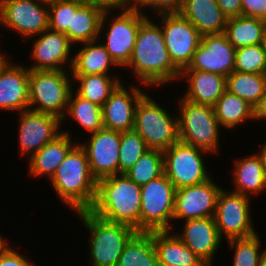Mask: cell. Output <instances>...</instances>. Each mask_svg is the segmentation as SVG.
Returning <instances> with one entry per match:
<instances>
[{"instance_id": "obj_28", "label": "cell", "mask_w": 266, "mask_h": 266, "mask_svg": "<svg viewBox=\"0 0 266 266\" xmlns=\"http://www.w3.org/2000/svg\"><path fill=\"white\" fill-rule=\"evenodd\" d=\"M159 266H207L172 230L153 231Z\"/></svg>"}, {"instance_id": "obj_46", "label": "cell", "mask_w": 266, "mask_h": 266, "mask_svg": "<svg viewBox=\"0 0 266 266\" xmlns=\"http://www.w3.org/2000/svg\"><path fill=\"white\" fill-rule=\"evenodd\" d=\"M150 0H127V9L142 10Z\"/></svg>"}, {"instance_id": "obj_26", "label": "cell", "mask_w": 266, "mask_h": 266, "mask_svg": "<svg viewBox=\"0 0 266 266\" xmlns=\"http://www.w3.org/2000/svg\"><path fill=\"white\" fill-rule=\"evenodd\" d=\"M104 9L86 0H72L71 27L64 33L74 45L97 40Z\"/></svg>"}, {"instance_id": "obj_4", "label": "cell", "mask_w": 266, "mask_h": 266, "mask_svg": "<svg viewBox=\"0 0 266 266\" xmlns=\"http://www.w3.org/2000/svg\"><path fill=\"white\" fill-rule=\"evenodd\" d=\"M88 232L87 261L90 266H117L129 239L137 232L125 224L107 221L90 210L75 214Z\"/></svg>"}, {"instance_id": "obj_35", "label": "cell", "mask_w": 266, "mask_h": 266, "mask_svg": "<svg viewBox=\"0 0 266 266\" xmlns=\"http://www.w3.org/2000/svg\"><path fill=\"white\" fill-rule=\"evenodd\" d=\"M225 241L228 249L233 251L231 266H258L266 252V246L262 247L264 245L259 233L247 238H232Z\"/></svg>"}, {"instance_id": "obj_48", "label": "cell", "mask_w": 266, "mask_h": 266, "mask_svg": "<svg viewBox=\"0 0 266 266\" xmlns=\"http://www.w3.org/2000/svg\"><path fill=\"white\" fill-rule=\"evenodd\" d=\"M8 51H3L1 50V45H0V70L4 66V64L11 59L10 55L8 56Z\"/></svg>"}, {"instance_id": "obj_22", "label": "cell", "mask_w": 266, "mask_h": 266, "mask_svg": "<svg viewBox=\"0 0 266 266\" xmlns=\"http://www.w3.org/2000/svg\"><path fill=\"white\" fill-rule=\"evenodd\" d=\"M226 78L212 72L183 69L179 82L186 83V90L181 96L196 104L214 106L226 91Z\"/></svg>"}, {"instance_id": "obj_21", "label": "cell", "mask_w": 266, "mask_h": 266, "mask_svg": "<svg viewBox=\"0 0 266 266\" xmlns=\"http://www.w3.org/2000/svg\"><path fill=\"white\" fill-rule=\"evenodd\" d=\"M28 109L29 68L11 58L0 70V110L14 114Z\"/></svg>"}, {"instance_id": "obj_23", "label": "cell", "mask_w": 266, "mask_h": 266, "mask_svg": "<svg viewBox=\"0 0 266 266\" xmlns=\"http://www.w3.org/2000/svg\"><path fill=\"white\" fill-rule=\"evenodd\" d=\"M62 131L63 133L55 140L44 145L27 160L26 174L30 175V178L44 179L46 177L50 180L69 150L78 142L77 139H72L73 135L70 130L62 129Z\"/></svg>"}, {"instance_id": "obj_6", "label": "cell", "mask_w": 266, "mask_h": 266, "mask_svg": "<svg viewBox=\"0 0 266 266\" xmlns=\"http://www.w3.org/2000/svg\"><path fill=\"white\" fill-rule=\"evenodd\" d=\"M147 17L149 15L138 9H113L102 13L98 39L121 69L131 60L137 33Z\"/></svg>"}, {"instance_id": "obj_31", "label": "cell", "mask_w": 266, "mask_h": 266, "mask_svg": "<svg viewBox=\"0 0 266 266\" xmlns=\"http://www.w3.org/2000/svg\"><path fill=\"white\" fill-rule=\"evenodd\" d=\"M117 266H159L153 231H137L126 243Z\"/></svg>"}, {"instance_id": "obj_2", "label": "cell", "mask_w": 266, "mask_h": 266, "mask_svg": "<svg viewBox=\"0 0 266 266\" xmlns=\"http://www.w3.org/2000/svg\"><path fill=\"white\" fill-rule=\"evenodd\" d=\"M62 205L75 213L90 210L97 194V180L92 176L84 148L77 142L49 180Z\"/></svg>"}, {"instance_id": "obj_50", "label": "cell", "mask_w": 266, "mask_h": 266, "mask_svg": "<svg viewBox=\"0 0 266 266\" xmlns=\"http://www.w3.org/2000/svg\"><path fill=\"white\" fill-rule=\"evenodd\" d=\"M262 46H263V49L266 52V25H265V28H264V31H263Z\"/></svg>"}, {"instance_id": "obj_10", "label": "cell", "mask_w": 266, "mask_h": 266, "mask_svg": "<svg viewBox=\"0 0 266 266\" xmlns=\"http://www.w3.org/2000/svg\"><path fill=\"white\" fill-rule=\"evenodd\" d=\"M175 191L164 173L141 186L140 231L172 230Z\"/></svg>"}, {"instance_id": "obj_38", "label": "cell", "mask_w": 266, "mask_h": 266, "mask_svg": "<svg viewBox=\"0 0 266 266\" xmlns=\"http://www.w3.org/2000/svg\"><path fill=\"white\" fill-rule=\"evenodd\" d=\"M234 71L266 74V52L262 44L236 49Z\"/></svg>"}, {"instance_id": "obj_16", "label": "cell", "mask_w": 266, "mask_h": 266, "mask_svg": "<svg viewBox=\"0 0 266 266\" xmlns=\"http://www.w3.org/2000/svg\"><path fill=\"white\" fill-rule=\"evenodd\" d=\"M77 141L84 148L92 176L98 181L111 175L119 174V149L121 132L102 128L89 134V139Z\"/></svg>"}, {"instance_id": "obj_37", "label": "cell", "mask_w": 266, "mask_h": 266, "mask_svg": "<svg viewBox=\"0 0 266 266\" xmlns=\"http://www.w3.org/2000/svg\"><path fill=\"white\" fill-rule=\"evenodd\" d=\"M149 150L143 137L134 129L121 132L119 149V174H124L134 166L139 158Z\"/></svg>"}, {"instance_id": "obj_34", "label": "cell", "mask_w": 266, "mask_h": 266, "mask_svg": "<svg viewBox=\"0 0 266 266\" xmlns=\"http://www.w3.org/2000/svg\"><path fill=\"white\" fill-rule=\"evenodd\" d=\"M226 90L255 107L266 92V74L233 71L226 78Z\"/></svg>"}, {"instance_id": "obj_12", "label": "cell", "mask_w": 266, "mask_h": 266, "mask_svg": "<svg viewBox=\"0 0 266 266\" xmlns=\"http://www.w3.org/2000/svg\"><path fill=\"white\" fill-rule=\"evenodd\" d=\"M10 30L27 40L48 29V2L44 0H1L0 30Z\"/></svg>"}, {"instance_id": "obj_42", "label": "cell", "mask_w": 266, "mask_h": 266, "mask_svg": "<svg viewBox=\"0 0 266 266\" xmlns=\"http://www.w3.org/2000/svg\"><path fill=\"white\" fill-rule=\"evenodd\" d=\"M241 15L266 21V0H241Z\"/></svg>"}, {"instance_id": "obj_1", "label": "cell", "mask_w": 266, "mask_h": 266, "mask_svg": "<svg viewBox=\"0 0 266 266\" xmlns=\"http://www.w3.org/2000/svg\"><path fill=\"white\" fill-rule=\"evenodd\" d=\"M125 69L126 73L129 69L135 78L132 83L135 80L151 88L150 92L168 84L179 83L181 71L171 61L162 28L152 16L141 23L131 60Z\"/></svg>"}, {"instance_id": "obj_18", "label": "cell", "mask_w": 266, "mask_h": 266, "mask_svg": "<svg viewBox=\"0 0 266 266\" xmlns=\"http://www.w3.org/2000/svg\"><path fill=\"white\" fill-rule=\"evenodd\" d=\"M127 84L121 82L102 106L103 125L106 129L120 132L134 129L137 104L147 93L145 90L150 88L140 84L138 86L137 83Z\"/></svg>"}, {"instance_id": "obj_3", "label": "cell", "mask_w": 266, "mask_h": 266, "mask_svg": "<svg viewBox=\"0 0 266 266\" xmlns=\"http://www.w3.org/2000/svg\"><path fill=\"white\" fill-rule=\"evenodd\" d=\"M141 186L125 174L97 181V194L90 209L95 215L140 231Z\"/></svg>"}, {"instance_id": "obj_17", "label": "cell", "mask_w": 266, "mask_h": 266, "mask_svg": "<svg viewBox=\"0 0 266 266\" xmlns=\"http://www.w3.org/2000/svg\"><path fill=\"white\" fill-rule=\"evenodd\" d=\"M29 40L32 42L28 57L31 64H27V68L31 70L71 69L75 48L64 33L47 29Z\"/></svg>"}, {"instance_id": "obj_47", "label": "cell", "mask_w": 266, "mask_h": 266, "mask_svg": "<svg viewBox=\"0 0 266 266\" xmlns=\"http://www.w3.org/2000/svg\"><path fill=\"white\" fill-rule=\"evenodd\" d=\"M255 152L257 153V155L261 160L263 171L266 176V140L264 144H262L261 148H259L258 151L255 150Z\"/></svg>"}, {"instance_id": "obj_8", "label": "cell", "mask_w": 266, "mask_h": 266, "mask_svg": "<svg viewBox=\"0 0 266 266\" xmlns=\"http://www.w3.org/2000/svg\"><path fill=\"white\" fill-rule=\"evenodd\" d=\"M149 95L146 93L137 104L134 130L143 137L149 149L164 151L179 141L178 114L176 109L173 114L162 101L159 104Z\"/></svg>"}, {"instance_id": "obj_33", "label": "cell", "mask_w": 266, "mask_h": 266, "mask_svg": "<svg viewBox=\"0 0 266 266\" xmlns=\"http://www.w3.org/2000/svg\"><path fill=\"white\" fill-rule=\"evenodd\" d=\"M266 21L240 15L233 18H228L225 28V34L228 41L235 49L262 44L263 31Z\"/></svg>"}, {"instance_id": "obj_32", "label": "cell", "mask_w": 266, "mask_h": 266, "mask_svg": "<svg viewBox=\"0 0 266 266\" xmlns=\"http://www.w3.org/2000/svg\"><path fill=\"white\" fill-rule=\"evenodd\" d=\"M70 119L80 126V130L82 128L87 132V135L104 128L102 107L79 96L74 90L70 94L67 112L62 122L67 123L66 120Z\"/></svg>"}, {"instance_id": "obj_7", "label": "cell", "mask_w": 266, "mask_h": 266, "mask_svg": "<svg viewBox=\"0 0 266 266\" xmlns=\"http://www.w3.org/2000/svg\"><path fill=\"white\" fill-rule=\"evenodd\" d=\"M73 90L70 69H29V109L64 118Z\"/></svg>"}, {"instance_id": "obj_24", "label": "cell", "mask_w": 266, "mask_h": 266, "mask_svg": "<svg viewBox=\"0 0 266 266\" xmlns=\"http://www.w3.org/2000/svg\"><path fill=\"white\" fill-rule=\"evenodd\" d=\"M232 165V177L230 184H233L232 192L239 193L250 198L260 197L266 192V176L262 163L256 152L235 158ZM260 194V196H259Z\"/></svg>"}, {"instance_id": "obj_45", "label": "cell", "mask_w": 266, "mask_h": 266, "mask_svg": "<svg viewBox=\"0 0 266 266\" xmlns=\"http://www.w3.org/2000/svg\"><path fill=\"white\" fill-rule=\"evenodd\" d=\"M254 121L256 123L264 121L266 122V92L258 104L254 107Z\"/></svg>"}, {"instance_id": "obj_30", "label": "cell", "mask_w": 266, "mask_h": 266, "mask_svg": "<svg viewBox=\"0 0 266 266\" xmlns=\"http://www.w3.org/2000/svg\"><path fill=\"white\" fill-rule=\"evenodd\" d=\"M71 76L73 79V90L79 96L101 107L116 87L121 82H125L120 75L92 74Z\"/></svg>"}, {"instance_id": "obj_13", "label": "cell", "mask_w": 266, "mask_h": 266, "mask_svg": "<svg viewBox=\"0 0 266 266\" xmlns=\"http://www.w3.org/2000/svg\"><path fill=\"white\" fill-rule=\"evenodd\" d=\"M152 17L159 21L171 61L182 71L191 63L202 35L180 13H163Z\"/></svg>"}, {"instance_id": "obj_40", "label": "cell", "mask_w": 266, "mask_h": 266, "mask_svg": "<svg viewBox=\"0 0 266 266\" xmlns=\"http://www.w3.org/2000/svg\"><path fill=\"white\" fill-rule=\"evenodd\" d=\"M8 244L0 251V266H36L33 259H28L27 254L18 251V247H14L12 243ZM12 245V246H11ZM14 248V249H13Z\"/></svg>"}, {"instance_id": "obj_20", "label": "cell", "mask_w": 266, "mask_h": 266, "mask_svg": "<svg viewBox=\"0 0 266 266\" xmlns=\"http://www.w3.org/2000/svg\"><path fill=\"white\" fill-rule=\"evenodd\" d=\"M182 224V229L178 227V230L174 228L172 231L207 266H214L215 254L224 242L219 236L214 217L190 219Z\"/></svg>"}, {"instance_id": "obj_14", "label": "cell", "mask_w": 266, "mask_h": 266, "mask_svg": "<svg viewBox=\"0 0 266 266\" xmlns=\"http://www.w3.org/2000/svg\"><path fill=\"white\" fill-rule=\"evenodd\" d=\"M18 115V153L28 160L44 145L55 140L63 133L65 125L56 116L35 112L30 109L17 113ZM19 129V130H18Z\"/></svg>"}, {"instance_id": "obj_41", "label": "cell", "mask_w": 266, "mask_h": 266, "mask_svg": "<svg viewBox=\"0 0 266 266\" xmlns=\"http://www.w3.org/2000/svg\"><path fill=\"white\" fill-rule=\"evenodd\" d=\"M183 3L184 0H150V2L142 9V11H145L144 13H147V15L148 13L154 12L152 13V16L163 13H179Z\"/></svg>"}, {"instance_id": "obj_29", "label": "cell", "mask_w": 266, "mask_h": 266, "mask_svg": "<svg viewBox=\"0 0 266 266\" xmlns=\"http://www.w3.org/2000/svg\"><path fill=\"white\" fill-rule=\"evenodd\" d=\"M213 108L221 128L225 131L234 130L235 133L237 127L254 122V107L227 90L218 98Z\"/></svg>"}, {"instance_id": "obj_51", "label": "cell", "mask_w": 266, "mask_h": 266, "mask_svg": "<svg viewBox=\"0 0 266 266\" xmlns=\"http://www.w3.org/2000/svg\"><path fill=\"white\" fill-rule=\"evenodd\" d=\"M258 266H266V252L262 255Z\"/></svg>"}, {"instance_id": "obj_36", "label": "cell", "mask_w": 266, "mask_h": 266, "mask_svg": "<svg viewBox=\"0 0 266 266\" xmlns=\"http://www.w3.org/2000/svg\"><path fill=\"white\" fill-rule=\"evenodd\" d=\"M163 173V151L149 149L124 174L133 182L142 186Z\"/></svg>"}, {"instance_id": "obj_27", "label": "cell", "mask_w": 266, "mask_h": 266, "mask_svg": "<svg viewBox=\"0 0 266 266\" xmlns=\"http://www.w3.org/2000/svg\"><path fill=\"white\" fill-rule=\"evenodd\" d=\"M179 13L187 18L202 36L225 32L228 17L216 0H184Z\"/></svg>"}, {"instance_id": "obj_9", "label": "cell", "mask_w": 266, "mask_h": 266, "mask_svg": "<svg viewBox=\"0 0 266 266\" xmlns=\"http://www.w3.org/2000/svg\"><path fill=\"white\" fill-rule=\"evenodd\" d=\"M207 156L212 154L179 140L163 151L164 174L176 189L203 183L213 176Z\"/></svg>"}, {"instance_id": "obj_19", "label": "cell", "mask_w": 266, "mask_h": 266, "mask_svg": "<svg viewBox=\"0 0 266 266\" xmlns=\"http://www.w3.org/2000/svg\"><path fill=\"white\" fill-rule=\"evenodd\" d=\"M235 47L225 33L206 34L194 52L191 63L184 69L212 72L227 77L234 71Z\"/></svg>"}, {"instance_id": "obj_44", "label": "cell", "mask_w": 266, "mask_h": 266, "mask_svg": "<svg viewBox=\"0 0 266 266\" xmlns=\"http://www.w3.org/2000/svg\"><path fill=\"white\" fill-rule=\"evenodd\" d=\"M104 10L127 9V0H86Z\"/></svg>"}, {"instance_id": "obj_15", "label": "cell", "mask_w": 266, "mask_h": 266, "mask_svg": "<svg viewBox=\"0 0 266 266\" xmlns=\"http://www.w3.org/2000/svg\"><path fill=\"white\" fill-rule=\"evenodd\" d=\"M214 179L211 177L203 183L176 189L172 229L180 227L181 221L214 217L217 198L223 188Z\"/></svg>"}, {"instance_id": "obj_43", "label": "cell", "mask_w": 266, "mask_h": 266, "mask_svg": "<svg viewBox=\"0 0 266 266\" xmlns=\"http://www.w3.org/2000/svg\"><path fill=\"white\" fill-rule=\"evenodd\" d=\"M222 12L228 17L233 18L241 15V0H216Z\"/></svg>"}, {"instance_id": "obj_49", "label": "cell", "mask_w": 266, "mask_h": 266, "mask_svg": "<svg viewBox=\"0 0 266 266\" xmlns=\"http://www.w3.org/2000/svg\"><path fill=\"white\" fill-rule=\"evenodd\" d=\"M8 238L5 237L2 232L0 234V251L8 244Z\"/></svg>"}, {"instance_id": "obj_11", "label": "cell", "mask_w": 266, "mask_h": 266, "mask_svg": "<svg viewBox=\"0 0 266 266\" xmlns=\"http://www.w3.org/2000/svg\"><path fill=\"white\" fill-rule=\"evenodd\" d=\"M252 198L222 188L219 192L215 223L219 236L225 241L232 238H247L257 234L253 218ZM251 205V206H250Z\"/></svg>"}, {"instance_id": "obj_5", "label": "cell", "mask_w": 266, "mask_h": 266, "mask_svg": "<svg viewBox=\"0 0 266 266\" xmlns=\"http://www.w3.org/2000/svg\"><path fill=\"white\" fill-rule=\"evenodd\" d=\"M176 111L178 114L179 140L218 156L220 153L221 128L213 106L196 104L178 96Z\"/></svg>"}, {"instance_id": "obj_39", "label": "cell", "mask_w": 266, "mask_h": 266, "mask_svg": "<svg viewBox=\"0 0 266 266\" xmlns=\"http://www.w3.org/2000/svg\"><path fill=\"white\" fill-rule=\"evenodd\" d=\"M72 0L48 1V29L65 33L71 27Z\"/></svg>"}, {"instance_id": "obj_25", "label": "cell", "mask_w": 266, "mask_h": 266, "mask_svg": "<svg viewBox=\"0 0 266 266\" xmlns=\"http://www.w3.org/2000/svg\"><path fill=\"white\" fill-rule=\"evenodd\" d=\"M74 47L78 48L73 54V62L70 69L71 75H119L116 70L120 71L121 68L111 58L99 39Z\"/></svg>"}]
</instances>
